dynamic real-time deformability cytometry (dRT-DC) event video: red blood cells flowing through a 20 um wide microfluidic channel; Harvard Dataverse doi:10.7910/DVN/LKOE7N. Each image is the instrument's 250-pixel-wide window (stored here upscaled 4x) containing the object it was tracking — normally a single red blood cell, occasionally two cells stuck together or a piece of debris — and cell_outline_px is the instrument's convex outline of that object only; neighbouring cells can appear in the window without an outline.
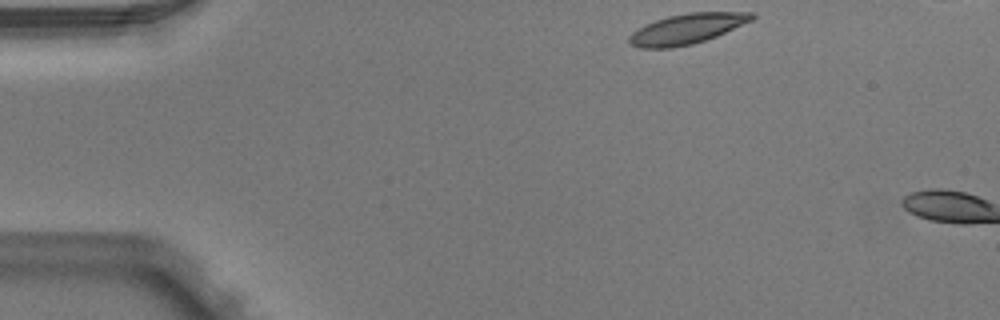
{"species": "Egyptian fruit bat (a non-hibernating species)", "species_latin": "Rousettus aegyptiacus", "temperature_condition": "warm", "stored_images_in_passage": 2, "camera_frame_rate_fps": 3000, "um_per_image_px": 0.085, "animal": {"sex": "male"}, "frame": {"image": 1, "passage_image": 1, "time_ms": 0.0, "image_size_px": [1000, 320], "cell_outline_px": [[756, 16], [752, 20], [716, 36], [692, 44], [668, 48], [640, 48], [628, 44], [628, 36], [632, 32], [644, 24], [668, 16], [688, 12], [756, 12]], "centroid_in_image_um": [58.36, 2.44], "position_along_channel_um": 26.6, "area_um2": 21.62}}